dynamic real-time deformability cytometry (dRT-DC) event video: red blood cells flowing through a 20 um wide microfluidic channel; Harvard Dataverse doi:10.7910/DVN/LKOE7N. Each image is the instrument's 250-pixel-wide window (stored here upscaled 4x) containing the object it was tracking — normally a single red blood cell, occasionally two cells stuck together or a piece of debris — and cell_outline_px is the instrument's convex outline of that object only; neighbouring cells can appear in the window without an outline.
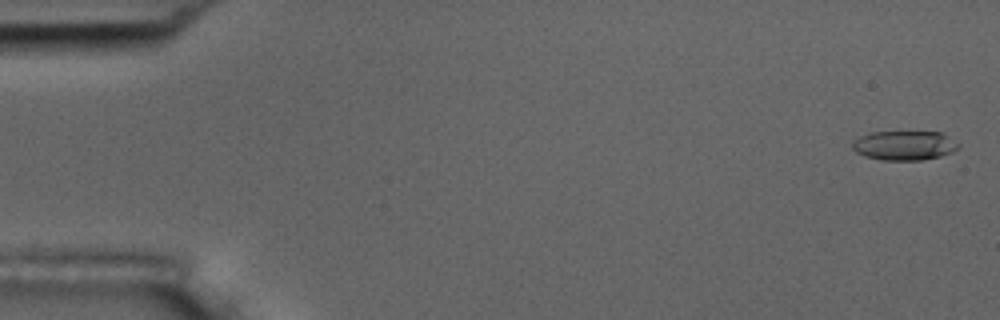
{"species": "common noctule bat (a hibernating species)", "species_latin": "Nyctalus noctula", "temperature_condition": "room temperature", "stored_images_in_passage": 6, "segment_of_instrument_passage": [2, 2], "camera_frame_rate_fps": 3000, "um_per_image_px": 0.085, "animal": {"sex": "male", "body_mass_g": 17.5, "forearm_length_mm": 52.3}, "frame": {"image": 1, "passage_image": 6, "time_ms": 6.0, "image_size_px": [1000, 320], "cell_outline_px": [[960, 148], [952, 152], [940, 156], [920, 160], [880, 160], [864, 156], [856, 152], [852, 148], [852, 140], [868, 132], [944, 132], [960, 144]], "centroid_in_image_um": [76.87, 12.36], "position_along_channel_um": 8.1, "area_um2": 18.44}}